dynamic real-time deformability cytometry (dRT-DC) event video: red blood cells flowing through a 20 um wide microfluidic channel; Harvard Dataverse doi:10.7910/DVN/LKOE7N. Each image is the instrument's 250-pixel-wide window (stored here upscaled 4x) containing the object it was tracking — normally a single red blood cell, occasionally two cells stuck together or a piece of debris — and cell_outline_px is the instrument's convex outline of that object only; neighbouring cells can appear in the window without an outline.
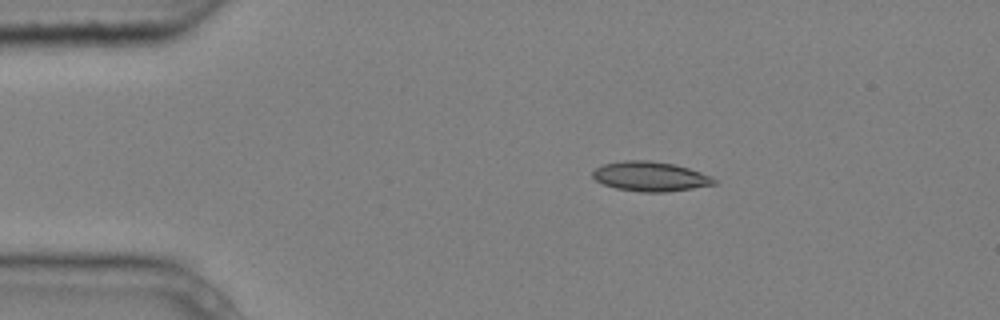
{"species": "common noctule bat (a hibernating species)", "species_latin": "Nyctalus noctula", "temperature_condition": "cold", "stored_images_in_passage": 5, "camera_frame_rate_fps": 3000, "um_per_image_px": 0.085, "animal": {"sex": "male", "body_mass_g": 20.4}, "frame": {"image": 1, "passage_image": 2, "time_ms": 0.333, "image_size_px": [1000, 320], "cell_outline_px": [[716, 184], [668, 192], [640, 192], [616, 188], [604, 184], [596, 180], [592, 176], [592, 172], [596, 168], [604, 164], [624, 160], [648, 160], [672, 164], [688, 168], [712, 176], [716, 180]], "centroid_in_image_um": [55.27, 15.0], "position_along_channel_um": 29.7, "area_um2": 20.87}}
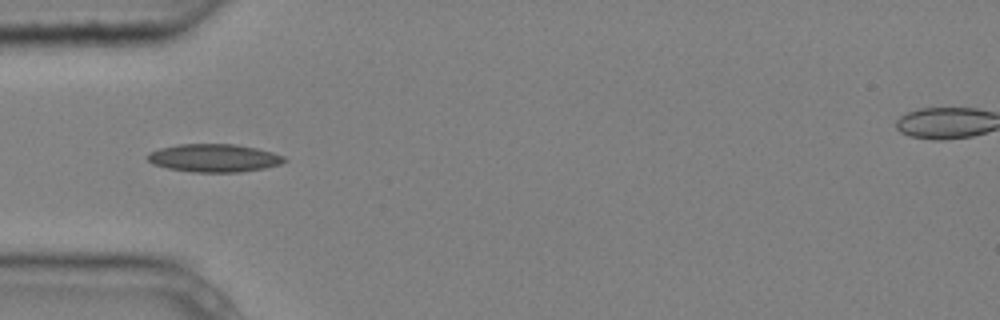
{"frame": {"image": 2, "passage_image": 4, "time_ms": 1.0, "image_size_px": [1000, 320], "cell_outline_px": [[288, 160], [280, 164], [264, 168], [240, 172], [192, 172], [168, 168], [152, 164], [144, 156], [148, 152], [160, 148], [176, 144], [236, 144], [256, 148], [272, 152], [284, 156]], "centroid_in_image_um": [18.16, 13.42], "position_along_channel_um": 66.8, "area_um2": 22.48}}
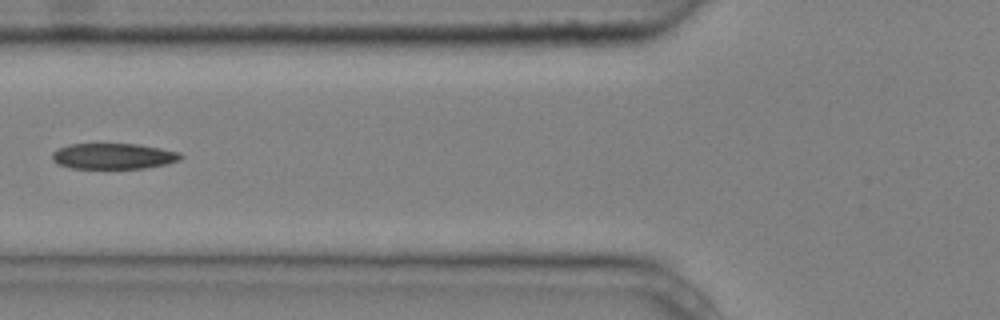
{"frame": {"image": 3, "passage_image": 5, "time_ms": 1.333, "image_size_px": [1000, 320], "cell_outline_px": [[184, 156], [180, 160], [164, 164], [144, 168], [72, 168], [56, 164], [52, 160], [52, 152], [56, 148], [68, 144], [136, 144], [160, 148], [180, 152]], "centroid_in_image_um": [9.6, 13.27], "position_along_channel_um": 116.2, "area_um2": 19.36}}